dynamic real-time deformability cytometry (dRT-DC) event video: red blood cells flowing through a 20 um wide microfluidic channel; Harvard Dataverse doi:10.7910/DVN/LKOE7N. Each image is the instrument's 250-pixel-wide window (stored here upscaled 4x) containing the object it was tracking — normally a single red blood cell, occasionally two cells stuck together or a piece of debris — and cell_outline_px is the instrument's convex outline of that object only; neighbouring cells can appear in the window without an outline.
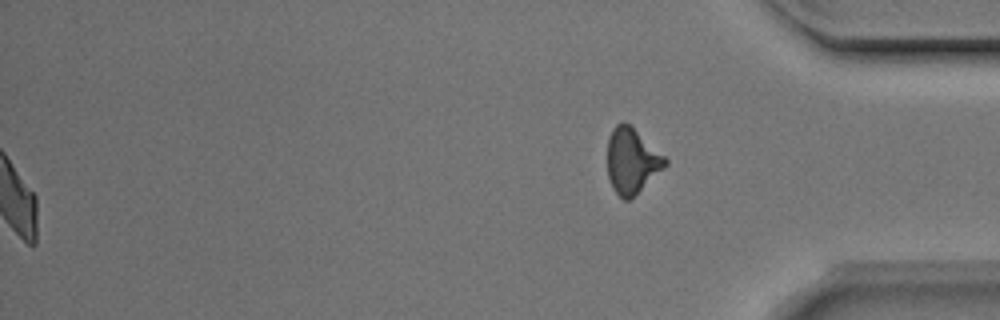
{"species": "Egyptian fruit bat (a non-hibernating species)", "species_latin": "Rousettus aegyptiacus", "temperature_condition": "room temperature", "stored_images_in_passage": 36, "segment_of_instrument_passage": [2, 2], "camera_frame_rate_fps": 3000, "um_per_image_px": 0.085, "animal": {"sex": "male"}, "frame": {"image": 1, "passage_image": 36, "time_ms": 11.667, "image_size_px": [1000, 320], "cell_outline_px": [[668, 164], [664, 168], [628, 200], [624, 200], [612, 188], [608, 176], [608, 136], [612, 128], [616, 124], [624, 120], [664, 156], [668, 160]], "centroid_in_image_um": [53.68, 13.65], "position_along_channel_um": 381.5, "area_um2": 21.56}}